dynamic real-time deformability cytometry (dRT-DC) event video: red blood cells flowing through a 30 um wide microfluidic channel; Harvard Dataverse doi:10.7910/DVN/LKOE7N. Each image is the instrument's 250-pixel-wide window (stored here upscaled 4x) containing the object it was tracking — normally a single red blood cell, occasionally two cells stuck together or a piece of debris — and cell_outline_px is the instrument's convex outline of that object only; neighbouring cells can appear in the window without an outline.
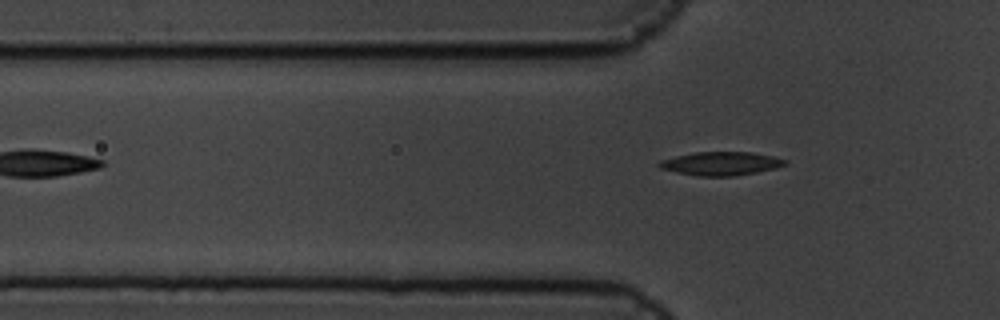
{"species": "common noctule bat (a hibernating species)", "species_latin": "Nyctalus noctula", "temperature_condition": "cold", "stored_images_in_passage": 5, "camera_frame_rate_fps": 3000, "um_per_image_px": 0.085, "animal": {"sex": "male", "body_mass_g": 19.5, "forearm_length_mm": 54.6}, "frame": {"image": 1, "passage_image": 5, "time_ms": 1.333, "image_size_px": [1000, 320], "cell_outline_px": [[788, 164], [776, 168], [756, 172], [732, 176], [696, 176], [676, 172], [660, 168], [656, 164], [660, 160], [676, 156], [696, 152], [752, 152], [772, 156], [788, 160]], "centroid_in_image_um": [61.28, 13.9], "position_along_channel_um": 64.5, "area_um2": 17.28}}